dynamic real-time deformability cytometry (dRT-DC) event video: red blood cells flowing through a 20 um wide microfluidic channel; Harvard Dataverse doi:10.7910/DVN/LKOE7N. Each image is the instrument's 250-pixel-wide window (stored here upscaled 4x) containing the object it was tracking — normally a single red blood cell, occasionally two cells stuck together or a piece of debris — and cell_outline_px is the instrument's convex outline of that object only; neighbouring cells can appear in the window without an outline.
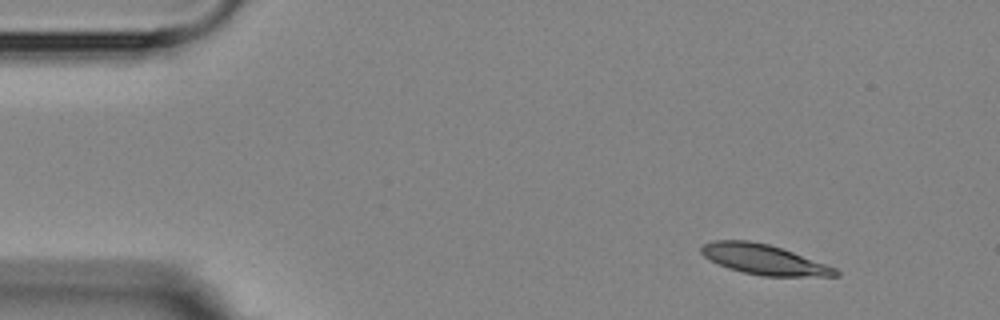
{"species": "Egyptian fruit bat (a non-hibernating species)", "species_latin": "Rousettus aegyptiacus", "temperature_condition": "room temperature", "stored_images_in_passage": 7, "camera_frame_rate_fps": 3000, "um_per_image_px": 0.085, "animal": {"sex": "female"}, "frame": {"image": 1, "passage_image": 2, "time_ms": 1.0, "image_size_px": [1000, 320], "cell_outline_px": [[840, 276], [764, 276], [744, 272], [728, 268], [704, 256], [700, 252], [700, 248], [704, 244], [712, 240], [748, 240], [768, 244], [792, 252], [836, 268], [840, 272]], "centroid_in_image_um": [64.92, 22.05], "position_along_channel_um": 20.1, "area_um2": 23.18}}
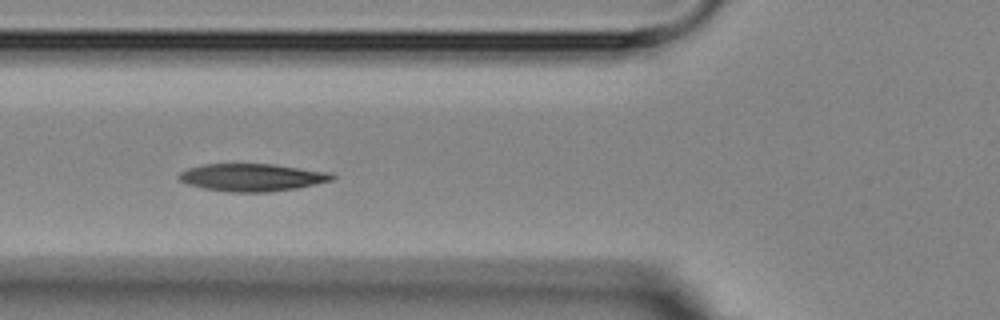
{"frame": {"image": 2, "passage_image": 6, "time_ms": 5.667, "image_size_px": [1000, 320], "cell_outline_px": [[336, 176], [332, 180], [316, 184], [296, 188], [272, 192], [228, 192], [204, 188], [188, 184], [180, 180], [176, 176], [180, 172], [188, 168], [204, 164], [272, 164], [332, 172]], "centroid_in_image_um": [21.44, 15.08], "position_along_channel_um": 104.4, "area_um2": 24.68}}
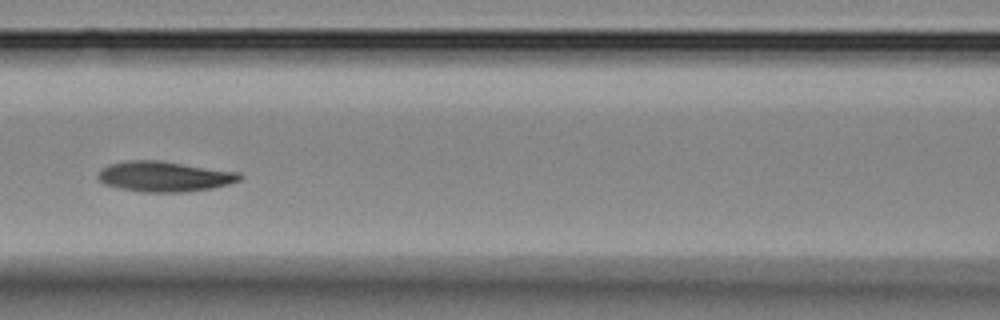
{"frame": {"image": 3, "passage_image": 7, "time_ms": 7.0, "image_size_px": [1000, 320], "cell_outline_px": [[244, 176], [240, 180], [228, 184], [212, 188], [184, 192], [140, 192], [120, 188], [104, 184], [96, 176], [96, 172], [100, 168], [108, 164], [128, 160], [156, 160], [240, 172]], "centroid_in_image_um": [13.93, 15.0], "position_along_channel_um": 152.7, "area_um2": 25.2}}